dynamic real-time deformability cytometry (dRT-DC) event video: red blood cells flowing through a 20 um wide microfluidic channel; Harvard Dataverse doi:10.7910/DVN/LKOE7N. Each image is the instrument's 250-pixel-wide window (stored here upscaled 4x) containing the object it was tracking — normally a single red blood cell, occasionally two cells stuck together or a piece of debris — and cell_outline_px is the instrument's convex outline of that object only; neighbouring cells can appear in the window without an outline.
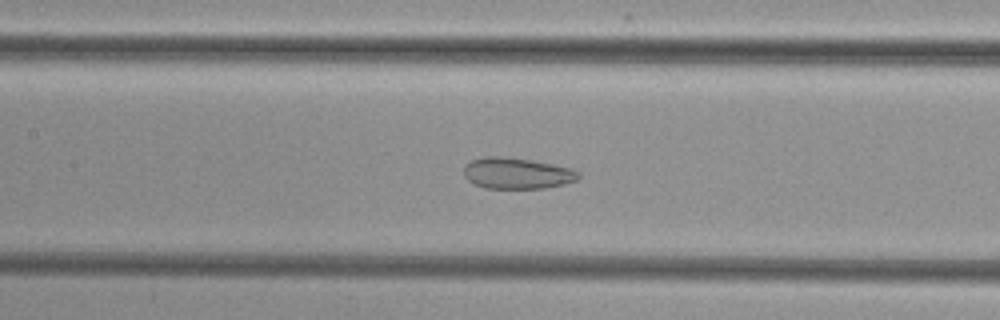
{"species": "common noctule bat (a hibernating species)", "species_latin": "Nyctalus noctula", "temperature_condition": "cold", "stored_images_in_passage": 44, "camera_frame_rate_fps": 3000, "um_per_image_px": 0.085, "animal": {"sex": "female", "body_mass_g": 29.2, "forearm_length_mm": 56.3}, "frame": {"image": 1, "passage_image": 16, "time_ms": 5.0, "image_size_px": [1000, 320], "cell_outline_px": [[580, 176], [576, 180], [564, 184], [544, 188], [484, 188], [472, 184], [464, 176], [464, 164], [472, 160], [484, 156], [500, 156], [528, 160], [552, 164], [572, 168], [580, 172]], "centroid_in_image_um": [43.91, 14.73], "position_along_channel_um": 163.5, "area_um2": 20.87}}
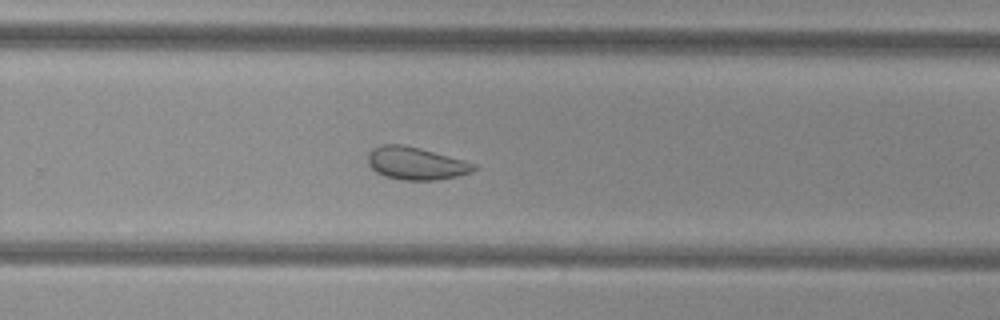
{"frame": {"image": 2, "passage_image": 26, "time_ms": 8.333, "image_size_px": [1000, 320], "cell_outline_px": [[476, 168], [472, 172], [456, 176], [436, 180], [404, 180], [384, 176], [376, 172], [368, 164], [368, 152], [372, 148], [380, 144], [404, 144], [420, 148], [464, 160], [476, 164]], "centroid_in_image_um": [35.32, 13.87], "position_along_channel_um": 294.5, "area_um2": 20.23}}
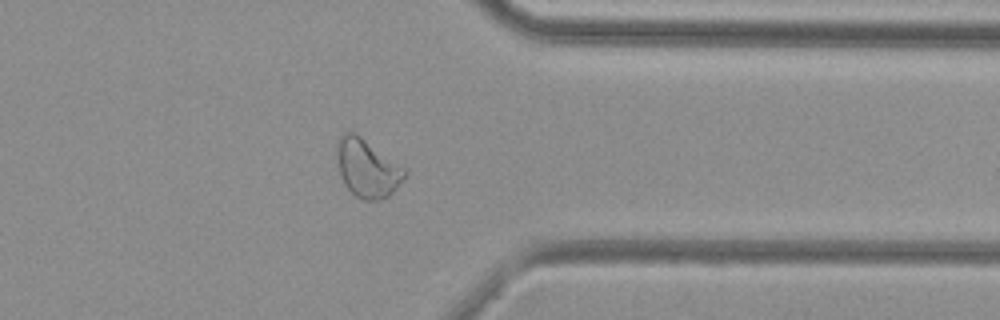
{"frame": {"image": 3, "passage_image": 33, "time_ms": 10.667, "image_size_px": [1000, 320], "cell_outline_px": [[408, 176], [388, 196], [380, 200], [360, 200], [344, 184], [340, 176], [336, 152], [340, 140], [344, 132], [356, 132], [404, 168], [408, 172]], "centroid_in_image_um": [31.23, 14.32], "position_along_channel_um": 380.2, "area_um2": 22.83}}